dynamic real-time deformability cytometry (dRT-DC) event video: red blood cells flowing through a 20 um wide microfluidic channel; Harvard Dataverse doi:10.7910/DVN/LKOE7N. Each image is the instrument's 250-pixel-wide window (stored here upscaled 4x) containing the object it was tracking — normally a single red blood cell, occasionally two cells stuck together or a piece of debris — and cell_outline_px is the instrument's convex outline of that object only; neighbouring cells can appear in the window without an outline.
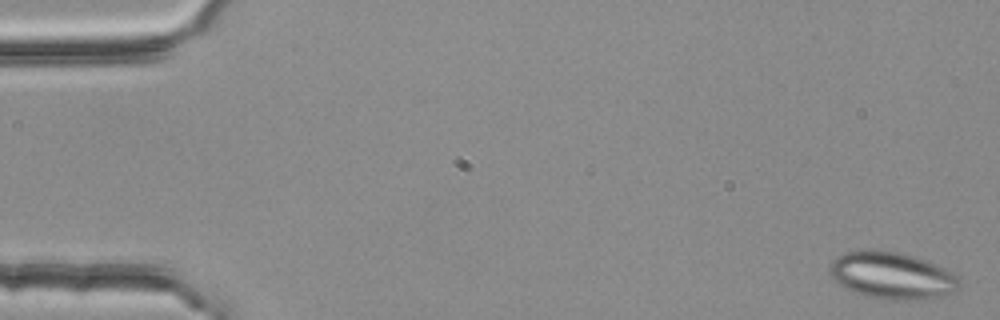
{"species": "common noctule bat (a hibernating species)", "species_latin": "Nyctalus noctula", "temperature_condition": "room temperature", "stored_images_in_passage": 5, "segment_of_instrument_passage": [2, 2], "camera_frame_rate_fps": 3000, "um_per_image_px": 0.085, "animal": {"sex": "female", "body_mass_g": 25.1}, "frame": {"image": 1, "passage_image": 5, "time_ms": 1.333, "image_size_px": [1000, 320], "cell_outline_px": [[960, 288], [956, 292], [936, 296], [904, 300], [888, 300], [868, 296], [852, 292], [840, 284], [832, 276], [828, 264], [836, 256], [844, 252], [876, 248], [916, 256], [936, 264], [944, 268], [956, 276], [960, 280]], "centroid_in_image_um": [75.79, 23.39], "position_along_channel_um": 9.2, "area_um2": 35.55}}